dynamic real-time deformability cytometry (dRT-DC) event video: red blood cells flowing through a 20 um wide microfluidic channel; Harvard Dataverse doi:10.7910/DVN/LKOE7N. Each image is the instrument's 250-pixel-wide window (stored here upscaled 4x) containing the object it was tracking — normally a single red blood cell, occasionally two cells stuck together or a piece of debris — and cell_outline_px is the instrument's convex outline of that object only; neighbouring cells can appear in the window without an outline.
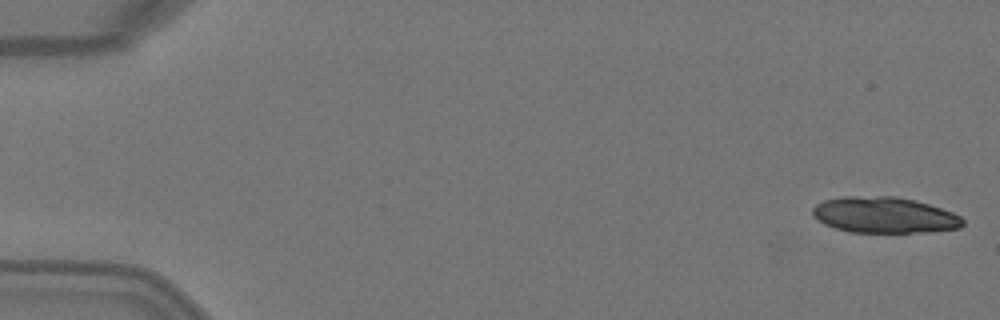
{"species": "Egyptian fruit bat (a non-hibernating species)", "species_latin": "Rousettus aegyptiacus", "temperature_condition": "warm", "stored_images_in_passage": 6, "camera_frame_rate_fps": 3000, "um_per_image_px": 0.085, "animal": {"sex": "female"}, "frame": {"image": 1, "passage_image": 1, "time_ms": 0.0, "image_size_px": [1000, 320], "cell_outline_px": [[964, 224], [960, 228], [928, 232], [848, 232], [824, 224], [812, 216], [812, 208], [816, 204], [824, 200], [844, 196], [896, 196], [916, 200], [952, 212], [960, 216], [964, 220]], "centroid_in_image_um": [75.16, 18.27], "position_along_channel_um": 9.8, "area_um2": 31.67}}
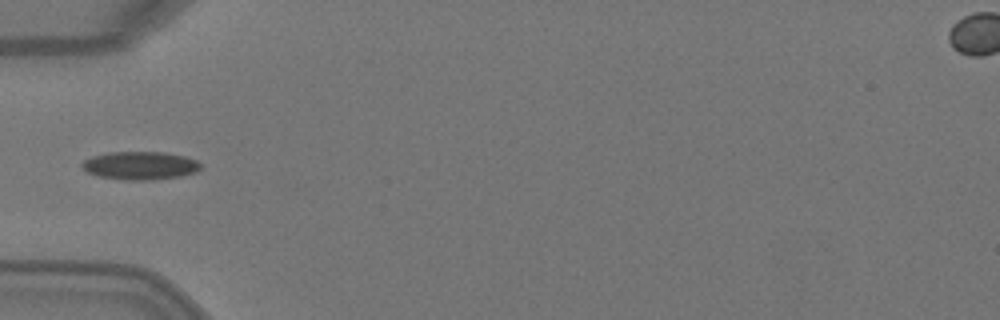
{"frame": {"image": 2, "passage_image": 5, "time_ms": 1.333, "image_size_px": [1000, 320], "cell_outline_px": [[200, 168], [196, 172], [180, 176], [152, 180], [124, 180], [100, 176], [88, 172], [80, 164], [84, 160], [92, 156], [108, 152], [164, 152], [184, 156], [196, 160], [200, 164]], "centroid_in_image_um": [11.91, 14.07], "position_along_channel_um": 73.1, "area_um2": 19.36}}